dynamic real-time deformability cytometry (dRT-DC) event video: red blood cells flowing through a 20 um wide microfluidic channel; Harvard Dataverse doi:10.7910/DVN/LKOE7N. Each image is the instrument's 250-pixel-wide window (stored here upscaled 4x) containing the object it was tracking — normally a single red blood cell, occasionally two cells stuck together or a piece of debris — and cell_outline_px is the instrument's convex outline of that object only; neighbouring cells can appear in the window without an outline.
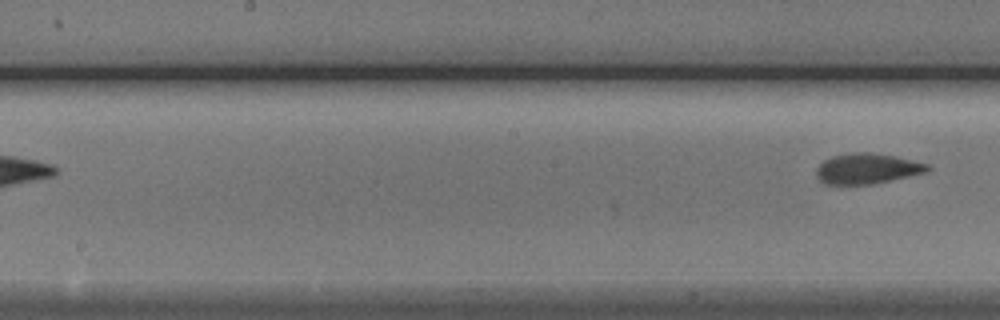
{"species": "Egyptian fruit bat (a non-hibernating species)", "species_latin": "Rousettus aegyptiacus", "temperature_condition": "cold", "stored_images_in_passage": 6, "segment_of_instrument_passage": [2, 2], "camera_frame_rate_fps": 3000, "um_per_image_px": 0.085, "animal": {"sex": "male"}, "frame": {"image": 1, "passage_image": 6, "time_ms": 7.0, "image_size_px": [1000, 320], "cell_outline_px": [[932, 168], [924, 172], [908, 176], [872, 184], [824, 184], [816, 176], [816, 168], [824, 160], [832, 156], [852, 152], [868, 152], [892, 156], [928, 164]], "centroid_in_image_um": [73.65, 14.33], "position_along_channel_um": 174.6, "area_um2": 19.42}}